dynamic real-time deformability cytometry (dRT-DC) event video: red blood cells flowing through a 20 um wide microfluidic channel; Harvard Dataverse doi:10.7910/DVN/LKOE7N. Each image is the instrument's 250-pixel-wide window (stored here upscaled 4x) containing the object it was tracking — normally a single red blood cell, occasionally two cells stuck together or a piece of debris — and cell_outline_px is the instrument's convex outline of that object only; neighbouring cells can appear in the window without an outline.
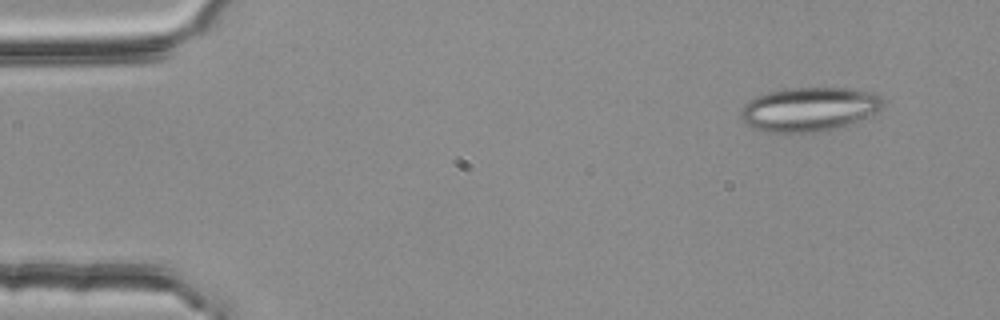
{"species": "common noctule bat (a hibernating species)", "species_latin": "Nyctalus noctula", "temperature_condition": "room temperature", "stored_images_in_passage": 3, "camera_frame_rate_fps": 3000, "um_per_image_px": 0.085, "animal": {"sex": "female", "body_mass_g": 25.1}, "frame": {"image": 1, "passage_image": 1, "time_ms": 0.0, "image_size_px": [1000, 320], "cell_outline_px": [[884, 104], [876, 112], [836, 128], [816, 132], [768, 132], [752, 128], [740, 116], [740, 108], [748, 100], [756, 96], [768, 92], [788, 88], [856, 88], [876, 92], [884, 100]], "centroid_in_image_um": [68.76, 9.26], "position_along_channel_um": 16.2, "area_um2": 36.47}}